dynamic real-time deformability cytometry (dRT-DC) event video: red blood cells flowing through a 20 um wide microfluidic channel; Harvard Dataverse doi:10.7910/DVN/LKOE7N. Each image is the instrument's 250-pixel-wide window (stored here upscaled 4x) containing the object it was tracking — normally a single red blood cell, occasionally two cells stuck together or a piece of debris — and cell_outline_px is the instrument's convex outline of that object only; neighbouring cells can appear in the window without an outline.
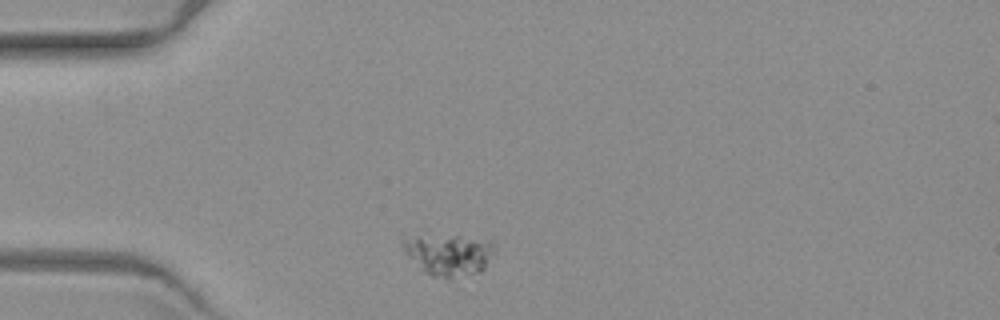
{"species": "common noctule bat (a hibernating species)", "species_latin": "Nyctalus noctula", "temperature_condition": "warm", "stored_images_in_passage": 7, "camera_frame_rate_fps": 3000, "um_per_image_px": 0.085, "animal": {"sex": "female", "body_mass_g": 19.3, "forearm_length_mm": 54.1}, "frame": {"image": 1, "passage_image": 1, "time_ms": 0.0, "image_size_px": [1000, 320], "cell_outline_px": [[496, 252], [484, 268], [480, 272], [468, 276], [452, 280], [448, 280], [432, 276], [420, 272], [408, 256], [400, 244], [400, 240], [416, 236], [460, 236], [492, 240], [496, 244]], "centroid_in_image_um": [38.17, 21.68], "position_along_channel_um": 46.8, "area_um2": 23.0}}
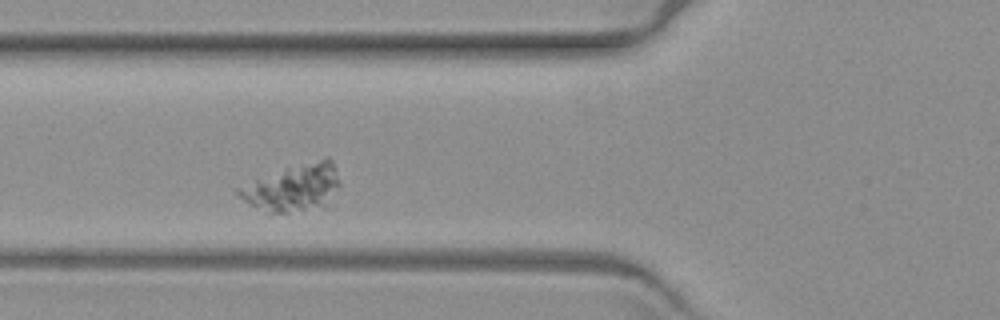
{"frame": {"image": 2, "passage_image": 3, "time_ms": 2.333, "image_size_px": [1000, 320], "cell_outline_px": [[220, 212], [52, 212], [40, 208], [32, 204], [40, 200], [196, 196], [208, 196], [216, 200]], "centroid_in_image_um": [11.26, 17.41], "position_along_channel_um": 114.5, "area_um2": 18.21}}